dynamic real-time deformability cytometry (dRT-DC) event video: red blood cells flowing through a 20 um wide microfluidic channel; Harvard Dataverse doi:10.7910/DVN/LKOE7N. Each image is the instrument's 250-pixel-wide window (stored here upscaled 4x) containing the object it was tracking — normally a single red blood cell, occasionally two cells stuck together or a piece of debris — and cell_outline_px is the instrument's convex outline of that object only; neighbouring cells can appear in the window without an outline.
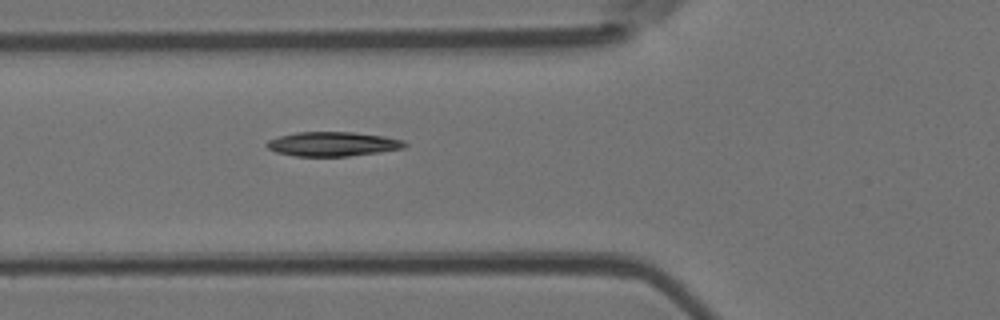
{"species": "Egyptian fruit bat (a non-hibernating species)", "species_latin": "Rousettus aegyptiacus", "temperature_condition": "room temperature", "stored_images_in_passage": 2, "camera_frame_rate_fps": 3000, "um_per_image_px": 0.085, "animal": {"sex": "female"}, "frame": {"image": 1, "passage_image": 2, "time_ms": 1.0, "image_size_px": [1000, 320], "cell_outline_px": [[408, 144], [404, 148], [380, 152], [348, 156], [296, 156], [276, 152], [268, 148], [264, 144], [268, 140], [280, 136], [296, 132], [352, 132], [384, 136], [404, 140]], "centroid_in_image_um": [28.29, 12.24], "position_along_channel_um": 97.5, "area_um2": 19.59}}